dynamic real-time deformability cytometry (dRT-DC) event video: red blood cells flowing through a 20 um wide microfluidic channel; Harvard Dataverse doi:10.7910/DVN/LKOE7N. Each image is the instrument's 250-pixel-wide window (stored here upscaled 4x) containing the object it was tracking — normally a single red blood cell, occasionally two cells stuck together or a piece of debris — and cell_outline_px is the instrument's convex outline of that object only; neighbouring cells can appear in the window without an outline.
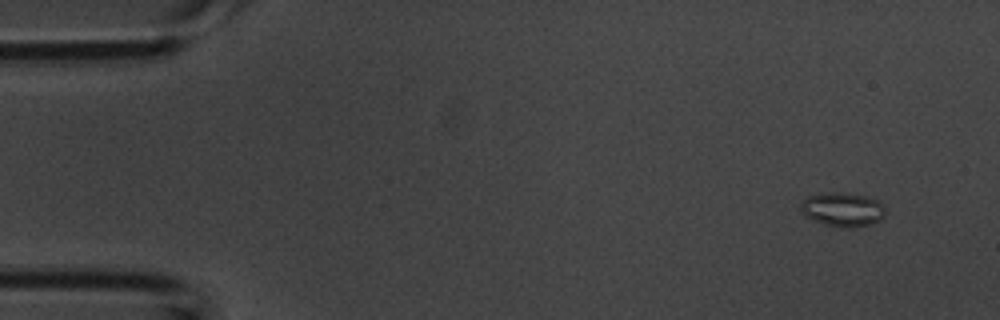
{"species": "common noctule bat (a hibernating species)", "species_latin": "Nyctalus noctula", "temperature_condition": "room temperature", "stored_images_in_passage": 47, "camera_frame_rate_fps": 3000, "um_per_image_px": 0.085, "animal": {"sex": "male", "body_mass_g": 20.1, "forearm_length_mm": 53.5}, "frame": {"image": 1, "passage_image": 4, "time_ms": 1.0, "image_size_px": [1000, 320], "cell_outline_px": [[884, 216], [880, 220], [868, 224], [852, 228], [844, 228], [824, 224], [808, 216], [800, 208], [800, 204], [808, 196], [824, 192], [844, 192], [868, 196], [876, 200], [884, 208]], "centroid_in_image_um": [71.63, 17.79], "position_along_channel_um": 13.4, "area_um2": 16.59}}